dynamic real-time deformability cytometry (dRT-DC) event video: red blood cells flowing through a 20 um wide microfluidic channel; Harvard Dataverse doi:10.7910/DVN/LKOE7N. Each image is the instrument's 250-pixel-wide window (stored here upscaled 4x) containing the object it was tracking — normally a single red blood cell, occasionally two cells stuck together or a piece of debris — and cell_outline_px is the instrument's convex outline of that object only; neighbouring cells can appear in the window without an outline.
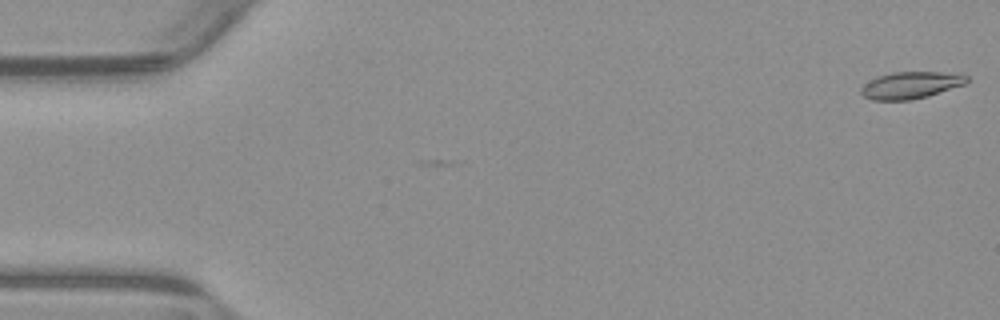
{"species": "common noctule bat (a hibernating species)", "species_latin": "Nyctalus noctula", "temperature_condition": "warm", "stored_images_in_passage": 1, "camera_frame_rate_fps": 3000, "um_per_image_px": 0.085, "animal": {"sex": "male", "body_mass_g": 23.1, "forearm_length_mm": 52.7}, "frame": {"image": 1, "passage_image": 1, "time_ms": 0.0, "image_size_px": [1000, 320], "cell_outline_px": [[972, 80], [968, 84], [928, 96], [912, 100], [872, 100], [864, 96], [860, 92], [860, 88], [864, 84], [876, 76], [892, 72], [960, 72], [968, 76]], "centroid_in_image_um": [77.51, 7.22], "position_along_channel_um": 7.5, "area_um2": 17.11}}